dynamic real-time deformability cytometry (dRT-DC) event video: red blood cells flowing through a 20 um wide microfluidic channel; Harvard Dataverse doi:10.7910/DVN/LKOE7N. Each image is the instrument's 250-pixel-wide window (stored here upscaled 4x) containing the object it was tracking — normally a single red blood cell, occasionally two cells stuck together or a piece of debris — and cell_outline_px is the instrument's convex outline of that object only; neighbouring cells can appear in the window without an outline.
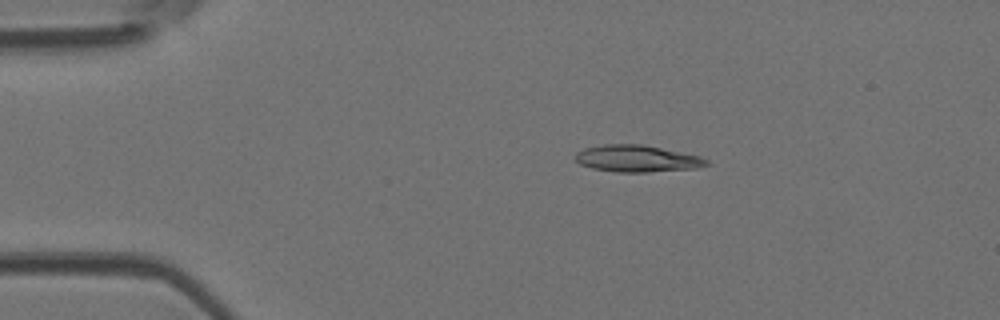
{"species": "Egyptian fruit bat (a non-hibernating species)", "species_latin": "Rousettus aegyptiacus", "temperature_condition": "room temperature", "stored_images_in_passage": 6, "camera_frame_rate_fps": 3000, "um_per_image_px": 0.085, "animal": {"sex": "female"}, "frame": {"image": 1, "passage_image": 3, "time_ms": 0.667, "image_size_px": [1000, 320], "cell_outline_px": [[708, 164], [696, 168], [648, 172], [616, 172], [592, 168], [580, 164], [576, 160], [576, 152], [584, 148], [604, 144], [640, 144], [700, 156], [708, 160]], "centroid_in_image_um": [54.12, 13.48], "position_along_channel_um": 30.9, "area_um2": 20.29}}
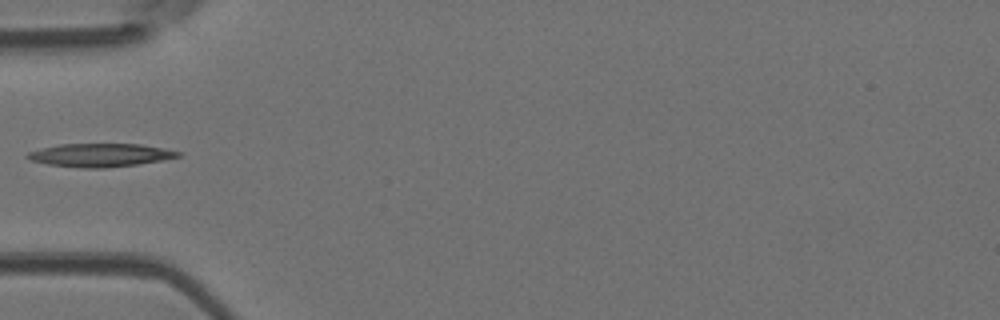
{"frame": {"image": 2, "passage_image": 5, "time_ms": 1.333, "image_size_px": [1000, 320], "cell_outline_px": [[184, 152], [180, 156], [160, 160], [136, 164], [104, 168], [80, 168], [48, 164], [32, 160], [24, 156], [28, 152], [60, 144], [140, 144], [164, 148]], "centroid_in_image_um": [8.54, 13.18], "position_along_channel_um": 76.5, "area_um2": 20.23}}
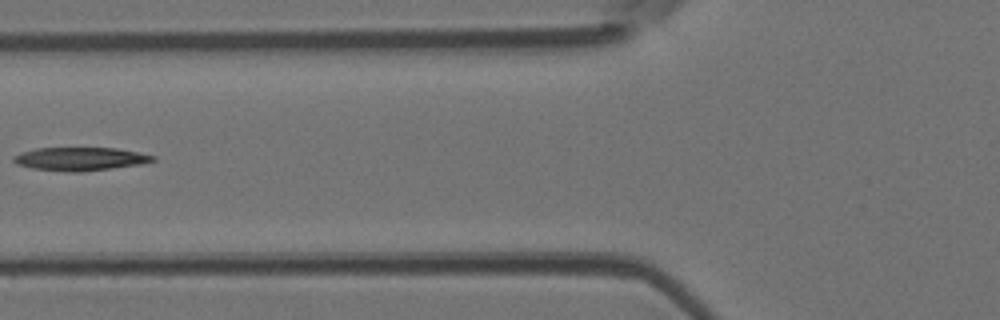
{"frame": {"image": 3, "passage_image": 6, "time_ms": 1.667, "image_size_px": [1000, 320], "cell_outline_px": [[156, 160], [140, 164], [112, 168], [80, 172], [72, 172], [32, 168], [16, 164], [12, 160], [12, 156], [20, 152], [36, 148], [116, 148], [156, 156]], "centroid_in_image_um": [6.77, 13.5], "position_along_channel_um": 119.0, "area_um2": 18.84}}